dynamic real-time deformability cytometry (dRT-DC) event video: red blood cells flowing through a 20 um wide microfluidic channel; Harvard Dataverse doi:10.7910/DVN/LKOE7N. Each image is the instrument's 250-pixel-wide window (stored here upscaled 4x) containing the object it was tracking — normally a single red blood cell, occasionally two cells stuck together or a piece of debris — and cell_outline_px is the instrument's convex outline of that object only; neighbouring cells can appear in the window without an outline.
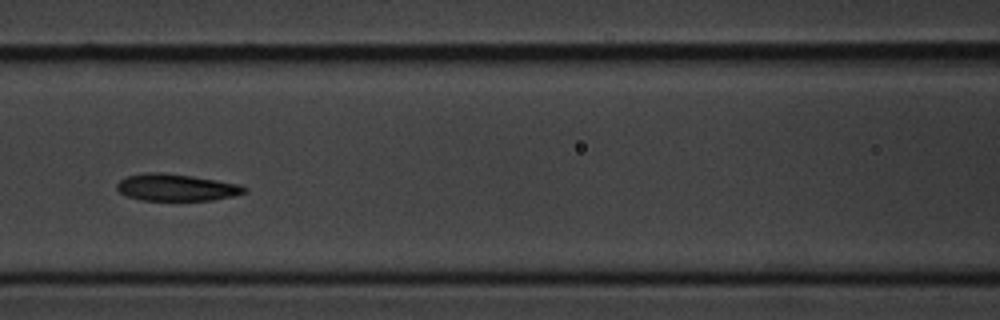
{"species": "common noctule bat (a hibernating species)", "species_latin": "Nyctalus noctula", "temperature_condition": "cold", "stored_images_in_passage": 10, "camera_frame_rate_fps": 3000, "um_per_image_px": 0.085, "animal": {"sex": "male", "body_mass_g": 20.1, "forearm_length_mm": 53.5}, "frame": {"image": 1, "passage_image": 4, "time_ms": 3.333, "image_size_px": [1000, 320], "cell_outline_px": [[248, 192], [232, 196], [212, 200], [140, 200], [128, 196], [120, 192], [116, 188], [116, 184], [120, 180], [128, 176], [148, 172], [160, 172], [192, 176], [240, 184], [248, 188]], "centroid_in_image_um": [15.01, 15.93], "position_along_channel_um": 151.6, "area_um2": 19.94}}
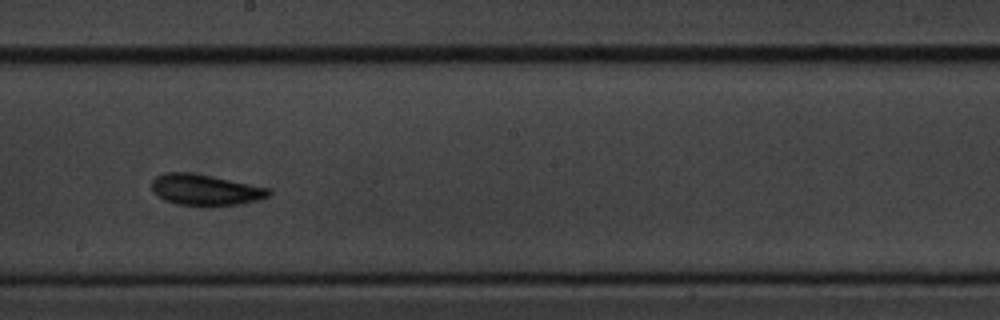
{"frame": {"image": 2, "passage_image": 6, "time_ms": 5.667, "image_size_px": [1000, 320], "cell_outline_px": [[272, 196], [240, 204], [208, 208], [176, 204], [164, 200], [156, 196], [152, 192], [152, 180], [156, 176], [164, 172], [188, 172], [272, 188]], "centroid_in_image_um": [17.45, 16.17], "position_along_channel_um": 230.7, "area_um2": 21.79}}
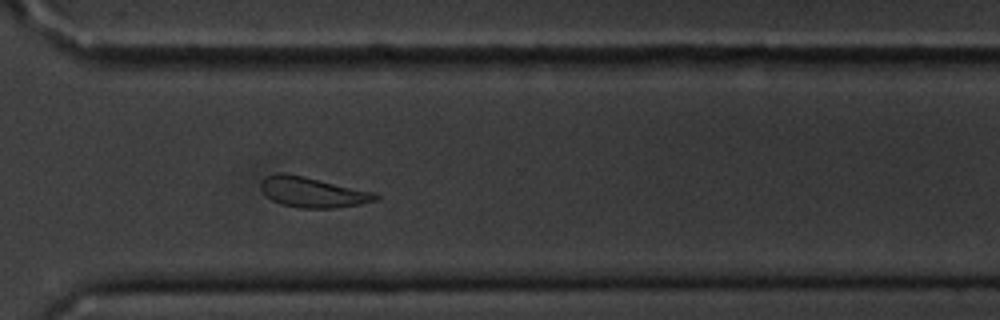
{"frame": {"image": 3, "passage_image": 9, "time_ms": 9.0, "image_size_px": [1000, 320], "cell_outline_px": [[380, 196], [376, 200], [360, 204], [336, 208], [300, 208], [280, 204], [272, 200], [260, 188], [260, 180], [264, 176], [276, 172], [284, 172], [304, 176], [376, 192]], "centroid_in_image_um": [26.55, 16.32], "position_along_channel_um": 344.0, "area_um2": 20.52}}